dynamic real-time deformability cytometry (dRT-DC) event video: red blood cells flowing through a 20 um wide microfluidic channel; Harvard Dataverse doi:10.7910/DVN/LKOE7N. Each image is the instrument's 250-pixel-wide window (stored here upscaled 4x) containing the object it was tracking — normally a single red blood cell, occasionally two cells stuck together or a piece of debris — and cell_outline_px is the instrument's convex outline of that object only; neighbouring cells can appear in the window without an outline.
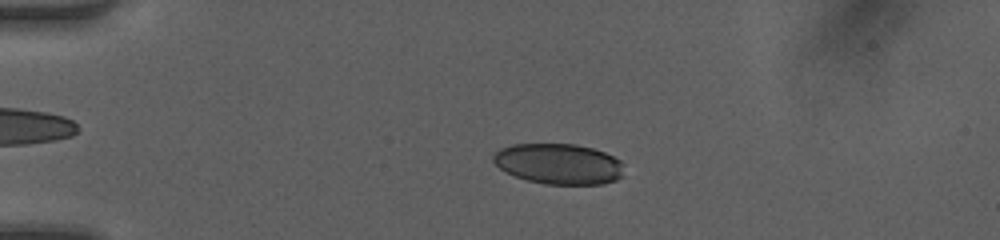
{"species": "human", "species_latin": "Homo sapiens", "temperature_condition": "room temperature", "stored_images_in_passage": 49, "camera_frame_rate_fps": 3000, "um_per_image_px": 0.085, "donor": {"sex": "female"}, "frame": {"image": 1, "passage_image": 12, "time_ms": 3.667, "image_size_px": [1000, 240], "cell_outline_px": [[624, 176], [616, 180], [604, 184], [544, 184], [528, 180], [516, 176], [500, 168], [492, 160], [492, 156], [500, 148], [512, 144], [576, 144], [592, 148], [604, 152], [620, 160], [624, 164]], "centroid_in_image_um": [47.53, 13.93], "position_along_channel_um": 37.5, "area_um2": 31.04}}
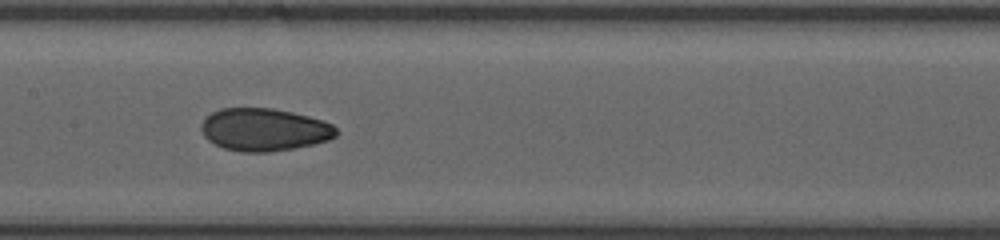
{"frame": {"image": 2, "passage_image": 26, "time_ms": 8.333, "image_size_px": [1000, 240], "cell_outline_px": [[340, 132], [336, 136], [328, 140], [296, 148], [268, 152], [240, 152], [224, 148], [208, 140], [204, 136], [200, 128], [200, 124], [204, 116], [220, 108], [272, 108], [292, 112], [308, 116], [332, 124]], "centroid_in_image_um": [22.43, 11.02], "position_along_channel_um": 185.0, "area_um2": 33.76}}
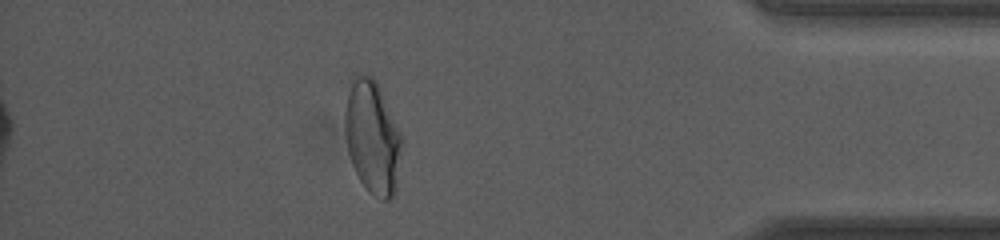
{"frame": {"image": 3, "passage_image": 44, "time_ms": 14.333, "image_size_px": [1000, 240], "cell_outline_px": [[404, 140], [396, 188], [392, 196], [388, 200], [380, 200], [368, 192], [364, 188], [352, 164], [348, 152], [344, 124], [344, 112], [348, 92], [356, 76], [372, 76], [376, 80], [380, 88]], "centroid_in_image_um": [31.68, 11.72], "position_along_channel_um": 403.5, "area_um2": 37.57}, "authors_computed_cell_mechanics": {"area_um2": 33.3506, "velocity_mm_per_s": 4.2321, "shape_relaxation_time_tau1_ms": 9.515, "shape_relaxation_time_tau2_ms": 1.8179, "deformation_change_tau1": 0.2104, "deformation_change_tau2": 0.0584}}